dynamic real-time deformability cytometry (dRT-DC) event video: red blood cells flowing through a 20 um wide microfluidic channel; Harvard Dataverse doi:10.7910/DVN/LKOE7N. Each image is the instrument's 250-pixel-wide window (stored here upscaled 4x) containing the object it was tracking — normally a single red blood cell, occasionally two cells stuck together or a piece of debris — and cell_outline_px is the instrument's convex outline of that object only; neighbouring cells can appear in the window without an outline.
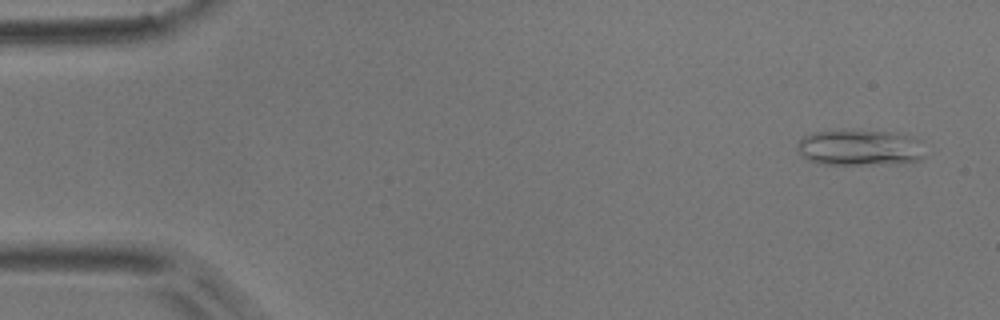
{"species": "common noctule bat (a hibernating species)", "species_latin": "Nyctalus noctula", "temperature_condition": "room temperature", "stored_images_in_passage": 5, "camera_frame_rate_fps": 3000, "um_per_image_px": 0.085, "animal": {"sex": "male", "body_mass_g": 17.9}, "frame": {"image": 1, "passage_image": 1, "time_ms": 0.0, "image_size_px": [1000, 320], "cell_outline_px": [[924, 156], [920, 160], [896, 164], [820, 164], [808, 160], [800, 156], [796, 148], [796, 144], [804, 136], [812, 132], [840, 128], [888, 132], [908, 136], [920, 140]], "centroid_in_image_um": [73.01, 12.53], "position_along_channel_um": 12.0, "area_um2": 27.46}}